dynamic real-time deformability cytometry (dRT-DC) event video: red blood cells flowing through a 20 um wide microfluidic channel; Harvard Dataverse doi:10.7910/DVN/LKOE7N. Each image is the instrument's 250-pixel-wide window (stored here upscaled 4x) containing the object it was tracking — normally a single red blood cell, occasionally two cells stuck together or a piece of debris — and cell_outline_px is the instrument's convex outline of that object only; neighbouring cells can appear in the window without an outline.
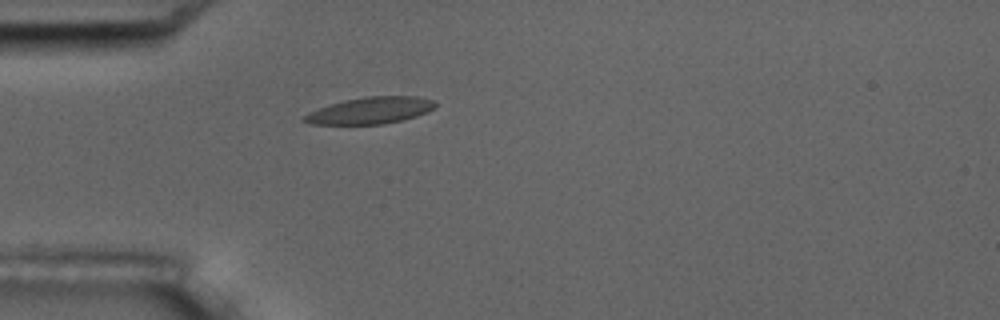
{"species": "common noctule bat (a hibernating species)", "species_latin": "Nyctalus noctula", "temperature_condition": "room temperature", "stored_images_in_passage": 6, "camera_frame_rate_fps": 3000, "um_per_image_px": 0.085, "animal": {"sex": "male", "body_mass_g": 17.5, "forearm_length_mm": 52.3}, "frame": {"image": 1, "passage_image": 6, "time_ms": 6.0, "image_size_px": [1000, 320], "cell_outline_px": [[436, 108], [428, 112], [416, 116], [400, 120], [380, 124], [312, 124], [300, 120], [308, 112], [344, 100], [364, 96], [416, 96], [436, 100]], "centroid_in_image_um": [31.52, 9.38], "position_along_channel_um": 53.5, "area_um2": 20.35}}